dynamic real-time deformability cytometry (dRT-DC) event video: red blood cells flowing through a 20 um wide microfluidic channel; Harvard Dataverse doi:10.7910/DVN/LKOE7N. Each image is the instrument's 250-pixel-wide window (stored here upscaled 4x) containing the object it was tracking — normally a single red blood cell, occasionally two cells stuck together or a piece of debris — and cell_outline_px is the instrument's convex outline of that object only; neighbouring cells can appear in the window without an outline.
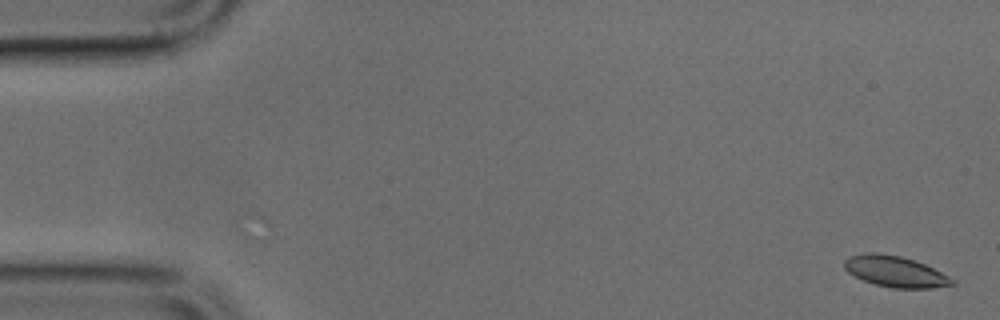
{"species": "common noctule bat (a hibernating species)", "species_latin": "Nyctalus noctula", "temperature_condition": "cold", "stored_images_in_passage": 4, "camera_frame_rate_fps": 3000, "um_per_image_px": 0.085, "animal": {"sex": "male", "body_mass_g": 17.9, "forearm_length_mm": 54.2}, "frame": {"image": 1, "passage_image": 1, "time_ms": 0.0, "image_size_px": [1000, 320], "cell_outline_px": [[956, 284], [932, 288], [892, 288], [876, 284], [864, 280], [848, 272], [844, 268], [844, 260], [848, 256], [868, 252], [876, 252], [900, 256], [916, 260], [956, 280]], "centroid_in_image_um": [76.09, 23.07], "position_along_channel_um": 8.9, "area_um2": 19.42}}
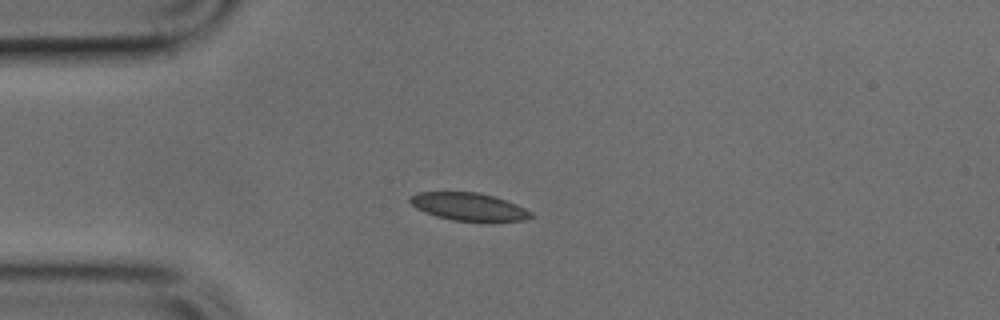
{"frame": {"image": 2, "passage_image": 4, "time_ms": 1.0, "image_size_px": [1000, 320], "cell_outline_px": [[536, 216], [524, 220], [488, 224], [452, 220], [436, 216], [424, 212], [416, 208], [408, 200], [408, 196], [416, 192], [480, 192], [496, 196], [516, 204], [532, 212]], "centroid_in_image_um": [39.9, 17.6], "position_along_channel_um": 45.1, "area_um2": 20.52}}